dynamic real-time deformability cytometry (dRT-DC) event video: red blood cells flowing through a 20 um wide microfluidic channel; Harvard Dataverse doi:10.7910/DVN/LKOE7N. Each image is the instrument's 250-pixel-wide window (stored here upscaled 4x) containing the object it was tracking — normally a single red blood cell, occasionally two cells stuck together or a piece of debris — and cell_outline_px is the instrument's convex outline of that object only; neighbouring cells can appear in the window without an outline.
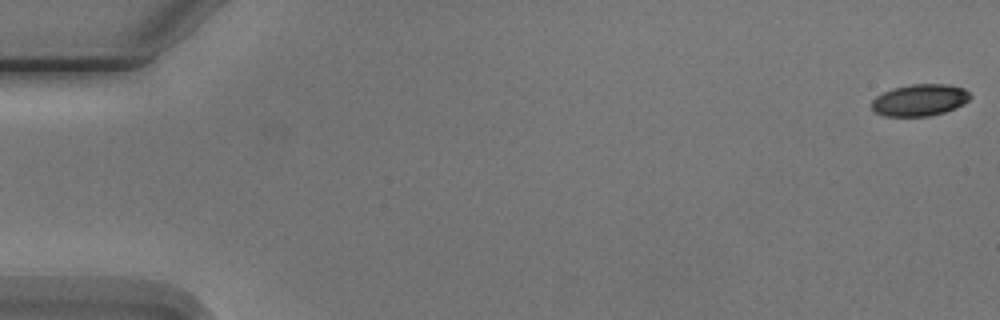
{"species": "Egyptian fruit bat (a non-hibernating species)", "species_latin": "Rousettus aegyptiacus", "temperature_condition": "cold", "stored_images_in_passage": 5, "segment_of_instrument_passage": [2, 2], "camera_frame_rate_fps": 3000, "um_per_image_px": 0.085, "animal": {"sex": "male"}, "frame": {"image": 1, "passage_image": 5, "time_ms": 4.667, "image_size_px": [1000, 320], "cell_outline_px": [[972, 96], [964, 104], [944, 112], [928, 116], [884, 116], [876, 112], [872, 108], [872, 100], [876, 96], [892, 88], [912, 84], [948, 84], [964, 88]], "centroid_in_image_um": [78.18, 8.5], "position_along_channel_um": 6.8, "area_um2": 18.21}}